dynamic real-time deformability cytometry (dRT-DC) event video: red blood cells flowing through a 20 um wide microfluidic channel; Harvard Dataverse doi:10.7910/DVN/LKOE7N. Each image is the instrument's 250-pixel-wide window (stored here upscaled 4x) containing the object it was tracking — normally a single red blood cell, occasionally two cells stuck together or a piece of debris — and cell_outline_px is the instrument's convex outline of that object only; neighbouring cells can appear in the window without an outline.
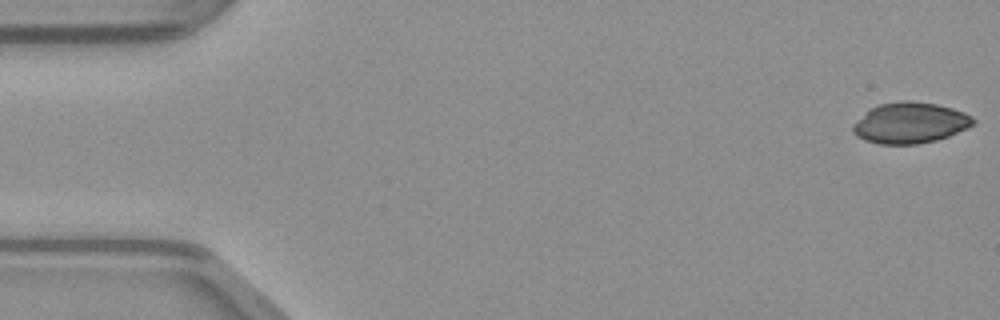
{"species": "common noctule bat (a hibernating species)", "species_latin": "Nyctalus noctula", "temperature_condition": "warm", "stored_images_in_passage": 13, "camera_frame_rate_fps": 3000, "um_per_image_px": 0.085, "animal": {"sex": "male", "body_mass_g": 23.1, "forearm_length_mm": 52.7}, "frame": {"image": 1, "passage_image": 1, "time_ms": 0.0, "image_size_px": [1000, 320], "cell_outline_px": [[976, 124], [968, 128], [948, 136], [936, 140], [916, 144], [880, 144], [864, 140], [856, 136], [852, 132], [852, 124], [868, 108], [880, 104], [904, 100], [908, 100], [936, 104], [952, 108], [964, 112], [972, 116], [976, 120]], "centroid_in_image_um": [77.34, 10.44], "position_along_channel_um": 7.7, "area_um2": 28.96}}